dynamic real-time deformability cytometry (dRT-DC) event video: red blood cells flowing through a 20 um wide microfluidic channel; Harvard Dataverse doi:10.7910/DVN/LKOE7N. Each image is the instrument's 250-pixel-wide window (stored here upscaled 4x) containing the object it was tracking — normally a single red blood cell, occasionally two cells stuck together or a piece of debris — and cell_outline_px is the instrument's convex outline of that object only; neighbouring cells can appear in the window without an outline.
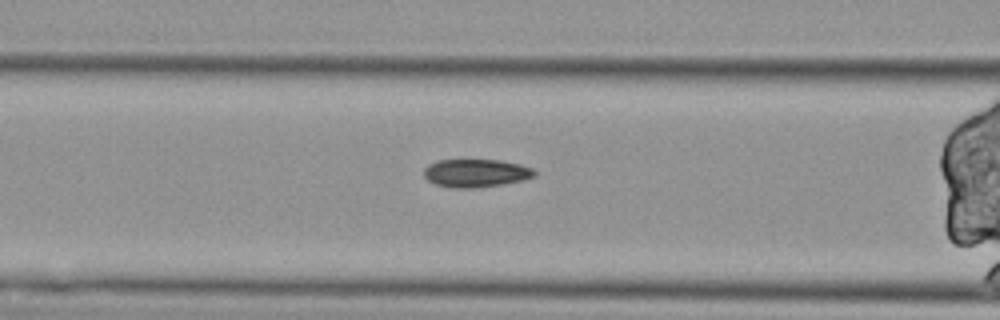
{"species": "Egyptian fruit bat (a non-hibernating species)", "species_latin": "Rousettus aegyptiacus", "temperature_condition": "cold", "stored_images_in_passage": 44, "camera_frame_rate_fps": 3000, "um_per_image_px": 0.085, "animal": {"sex": "female"}, "frame": {"image": 1, "passage_image": 16, "time_ms": 5.0, "image_size_px": [1000, 320], "cell_outline_px": [[536, 176], [524, 180], [504, 184], [476, 188], [452, 188], [436, 184], [428, 180], [424, 176], [424, 168], [428, 164], [436, 160], [500, 160], [520, 164], [532, 168], [536, 172]], "centroid_in_image_um": [40.46, 14.71], "position_along_channel_um": 126.1, "area_um2": 18.26}}
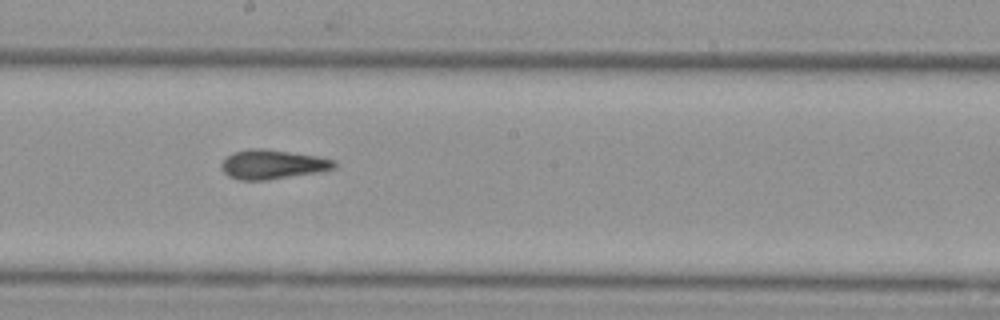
{"frame": {"image": 2, "passage_image": 25, "time_ms": 8.0, "image_size_px": [1000, 320], "cell_outline_px": [[336, 168], [316, 172], [264, 180], [240, 180], [228, 176], [220, 168], [220, 164], [232, 152], [248, 148], [264, 148], [316, 156], [336, 160]], "centroid_in_image_um": [23.13, 13.96], "position_along_channel_um": 225.1, "area_um2": 19.19}}
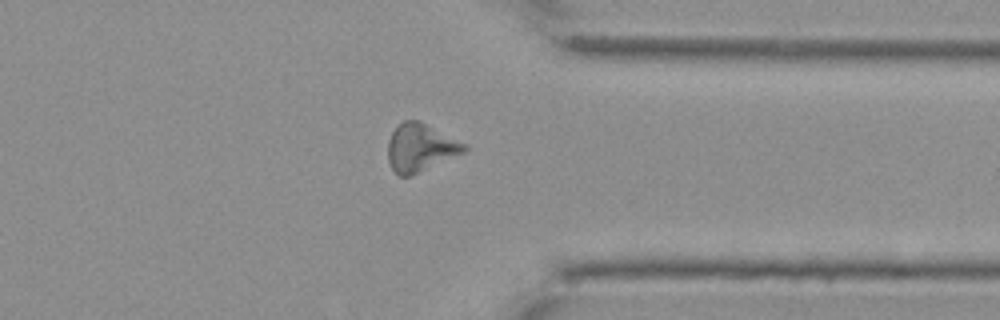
{"frame": {"image": 3, "passage_image": 39, "time_ms": 12.667, "image_size_px": [1000, 320], "cell_outline_px": [[468, 148], [464, 152], [412, 176], [400, 176], [392, 168], [388, 160], [388, 140], [392, 132], [404, 120], [420, 120], [468, 144]], "centroid_in_image_um": [35.75, 12.54], "position_along_channel_um": 375.6, "area_um2": 21.39}}